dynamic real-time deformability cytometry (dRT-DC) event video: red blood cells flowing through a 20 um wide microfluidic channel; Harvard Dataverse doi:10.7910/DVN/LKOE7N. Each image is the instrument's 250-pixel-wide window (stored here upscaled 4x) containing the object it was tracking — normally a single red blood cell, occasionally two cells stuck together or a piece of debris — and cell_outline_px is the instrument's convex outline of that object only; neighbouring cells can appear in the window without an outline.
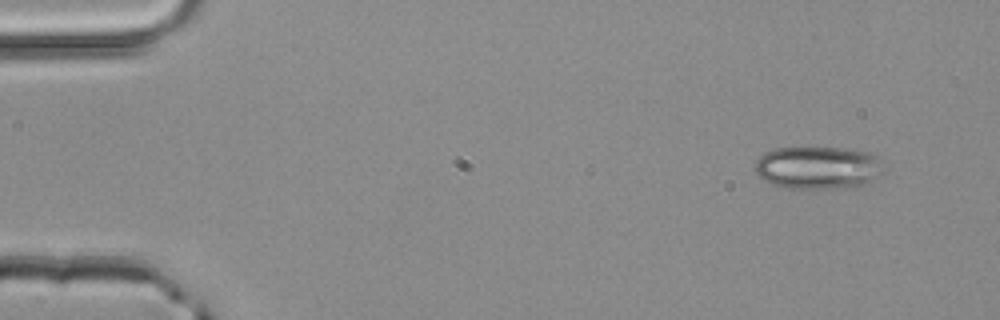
{"species": "common noctule bat (a hibernating species)", "species_latin": "Nyctalus noctula", "temperature_condition": "room temperature", "stored_images_in_passage": 3, "camera_frame_rate_fps": 3000, "um_per_image_px": 0.085, "animal": {"sex": "male", "body_mass_g": 20.4}, "frame": {"image": 1, "passage_image": 1, "time_ms": 0.0, "image_size_px": [1000, 320], "cell_outline_px": [[884, 172], [880, 176], [864, 184], [844, 188], [784, 188], [772, 184], [764, 180], [756, 172], [756, 160], [764, 152], [776, 148], [844, 148], [872, 152], [880, 160], [884, 168]], "centroid_in_image_um": [69.56, 14.25], "position_along_channel_um": 15.4, "area_um2": 32.19}}